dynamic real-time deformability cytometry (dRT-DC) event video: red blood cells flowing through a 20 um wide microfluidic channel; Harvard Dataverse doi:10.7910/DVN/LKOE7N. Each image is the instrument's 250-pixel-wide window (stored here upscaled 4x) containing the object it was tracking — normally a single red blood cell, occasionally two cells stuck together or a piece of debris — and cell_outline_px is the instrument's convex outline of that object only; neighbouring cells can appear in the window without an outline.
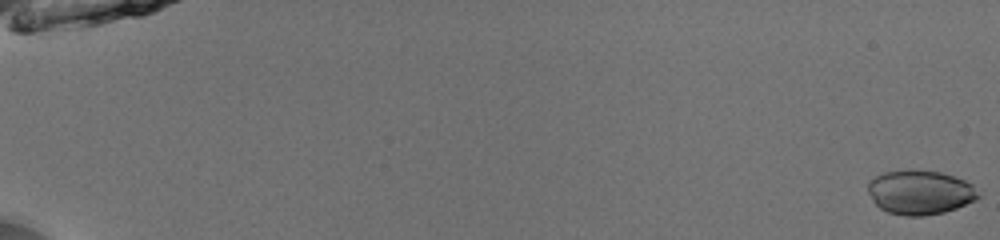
{"species": "common noctule bat (a hibernating species)", "species_latin": "Nyctalus noctula", "temperature_condition": "room temperature", "stored_images_in_passage": 53, "camera_frame_rate_fps": 3000, "um_per_image_px": 0.085, "animal": {"sex": "male", "body_mass_g": 13.0, "forearm_length_mm": 53.1}, "frame": {"image": 1, "passage_image": 1, "time_ms": 0.0, "image_size_px": [1000, 240], "cell_outline_px": [[980, 196], [976, 200], [956, 208], [944, 212], [924, 216], [904, 216], [888, 212], [880, 208], [872, 200], [868, 192], [868, 184], [876, 176], [884, 172], [940, 172], [964, 180], [972, 184]], "centroid_in_image_um": [78.21, 16.39], "position_along_channel_um": 6.8, "area_um2": 27.8}}
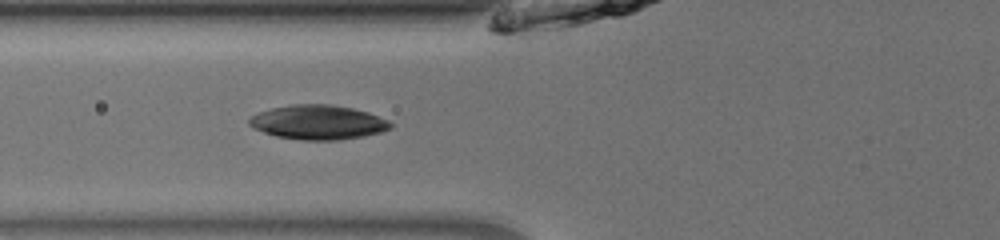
{"frame": {"image": 2, "passage_image": 23, "time_ms": 7.333, "image_size_px": [1000, 240], "cell_outline_px": [[392, 128], [380, 132], [364, 136], [340, 140], [300, 140], [276, 136], [252, 128], [248, 124], [248, 120], [252, 116], [260, 112], [272, 108], [292, 104], [328, 104], [352, 108], [368, 112], [388, 120], [392, 124]], "centroid_in_image_um": [27.03, 10.4], "position_along_channel_um": 98.8, "area_um2": 28.32}}
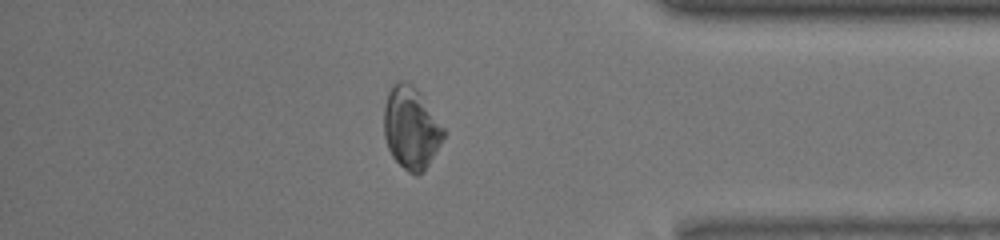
{"frame": {"image": 3, "passage_image": 47, "time_ms": 15.333, "image_size_px": [1000, 240], "cell_outline_px": [[448, 132], [424, 172], [416, 176], [408, 172], [392, 156], [388, 148], [384, 136], [384, 104], [388, 92], [392, 84], [396, 80], [404, 80], [412, 84], [420, 92]], "centroid_in_image_um": [34.96, 10.85], "position_along_channel_um": 400.2, "area_um2": 29.07}, "authors_computed_cell_mechanics": {"area_um2": 28.1486, "velocity_mm_per_s": 3.9697, "shape_relaxation_time_tau1_ms": 6.1818, "shape_relaxation_time_tau2_ms": 11.1041, "deformation_change_tau1": 0.1193, "deformation_change_tau2": 0.1513}}